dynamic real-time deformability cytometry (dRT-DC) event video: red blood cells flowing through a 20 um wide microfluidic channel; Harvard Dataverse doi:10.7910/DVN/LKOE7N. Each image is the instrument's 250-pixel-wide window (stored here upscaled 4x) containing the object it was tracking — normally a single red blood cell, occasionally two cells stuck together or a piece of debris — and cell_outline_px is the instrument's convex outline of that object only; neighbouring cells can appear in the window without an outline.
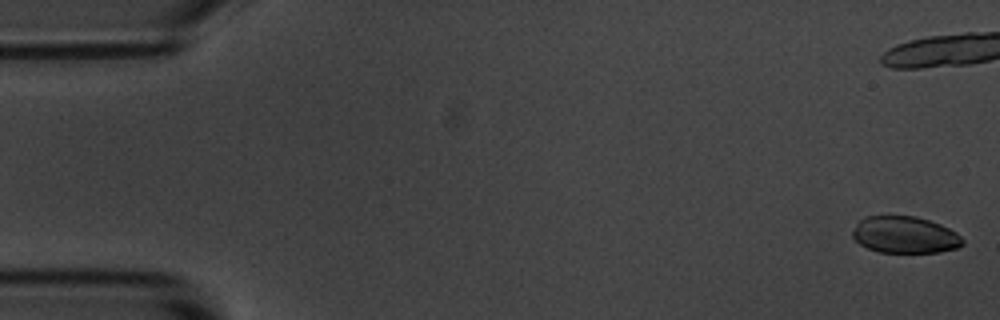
{"species": "common noctule bat (a hibernating species)", "species_latin": "Nyctalus noctula", "temperature_condition": "room temperature", "stored_images_in_passage": 49, "camera_frame_rate_fps": 3000, "um_per_image_px": 0.085, "animal": {"sex": "male", "body_mass_g": 20.1, "forearm_length_mm": 53.5}, "frame": {"image": 1, "passage_image": 1, "time_ms": 0.0, "image_size_px": [1000, 320], "cell_outline_px": [[964, 244], [956, 248], [940, 252], [880, 252], [868, 248], [860, 244], [852, 236], [852, 232], [856, 224], [864, 216], [916, 216], [940, 224], [956, 232], [964, 240]], "centroid_in_image_um": [76.91, 19.96], "position_along_channel_um": 8.1, "area_um2": 23.52}}